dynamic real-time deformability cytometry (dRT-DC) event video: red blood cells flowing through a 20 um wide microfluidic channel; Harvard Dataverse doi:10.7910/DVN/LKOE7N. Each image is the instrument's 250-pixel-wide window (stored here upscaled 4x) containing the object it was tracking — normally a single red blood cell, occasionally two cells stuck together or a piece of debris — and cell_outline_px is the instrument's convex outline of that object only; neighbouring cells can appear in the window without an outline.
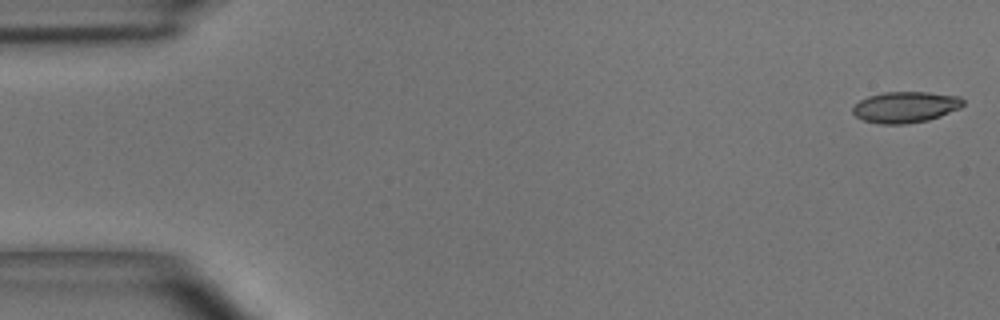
{"species": "common noctule bat (a hibernating species)", "species_latin": "Nyctalus noctula", "temperature_condition": "room temperature", "stored_images_in_passage": 5, "camera_frame_rate_fps": 3000, "um_per_image_px": 0.085, "animal": {"sex": "male", "body_mass_g": 15.6}, "frame": {"image": 1, "passage_image": 1, "time_ms": 0.0, "image_size_px": [1000, 320], "cell_outline_px": [[964, 104], [960, 108], [940, 116], [928, 120], [908, 124], [880, 124], [864, 120], [856, 116], [852, 112], [852, 108], [860, 100], [868, 96], [884, 92], [928, 92], [960, 96], [964, 100]], "centroid_in_image_um": [76.98, 9.1], "position_along_channel_um": 8.0, "area_um2": 20.06}}
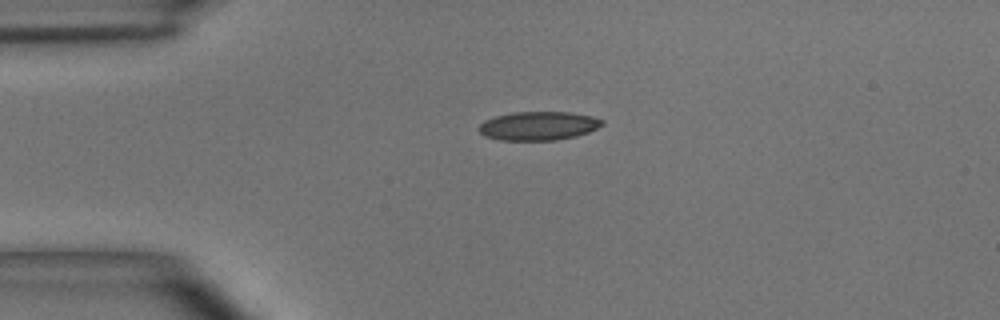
{"frame": {"image": 2, "passage_image": 4, "time_ms": 1.0, "image_size_px": [1000, 320], "cell_outline_px": [[604, 124], [588, 132], [576, 136], [556, 140], [500, 140], [484, 136], [476, 128], [484, 120], [496, 116], [512, 112], [568, 112], [592, 116], [604, 120]], "centroid_in_image_um": [45.74, 10.7], "position_along_channel_um": 39.3, "area_um2": 20.69}}